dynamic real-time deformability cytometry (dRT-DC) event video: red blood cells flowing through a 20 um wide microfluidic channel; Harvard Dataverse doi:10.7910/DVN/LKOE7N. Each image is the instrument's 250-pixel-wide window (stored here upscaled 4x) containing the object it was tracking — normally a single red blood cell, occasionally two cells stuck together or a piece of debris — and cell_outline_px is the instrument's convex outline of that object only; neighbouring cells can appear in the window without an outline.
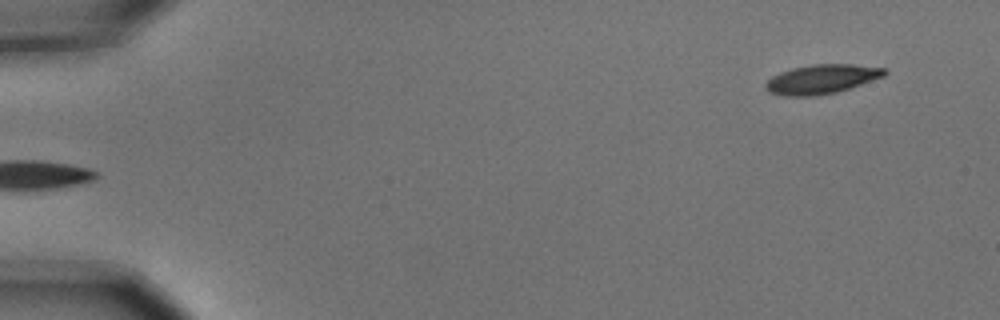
{"species": "common noctule bat (a hibernating species)", "species_latin": "Nyctalus noctula", "temperature_condition": "cold", "stored_images_in_passage": 6, "segment_of_instrument_passage": [2, 2], "camera_frame_rate_fps": 3000, "um_per_image_px": 0.085, "animal": {"sex": "male", "body_mass_g": 15.6}, "frame": {"image": 1, "passage_image": 6, "time_ms": 1.667, "image_size_px": [1000, 320], "cell_outline_px": [[888, 72], [884, 76], [836, 92], [816, 96], [784, 96], [768, 92], [764, 88], [764, 84], [772, 76], [780, 72], [792, 68], [812, 64], [852, 64], [888, 68]], "centroid_in_image_um": [69.82, 6.72], "position_along_channel_um": 15.2, "area_um2": 20.35}}